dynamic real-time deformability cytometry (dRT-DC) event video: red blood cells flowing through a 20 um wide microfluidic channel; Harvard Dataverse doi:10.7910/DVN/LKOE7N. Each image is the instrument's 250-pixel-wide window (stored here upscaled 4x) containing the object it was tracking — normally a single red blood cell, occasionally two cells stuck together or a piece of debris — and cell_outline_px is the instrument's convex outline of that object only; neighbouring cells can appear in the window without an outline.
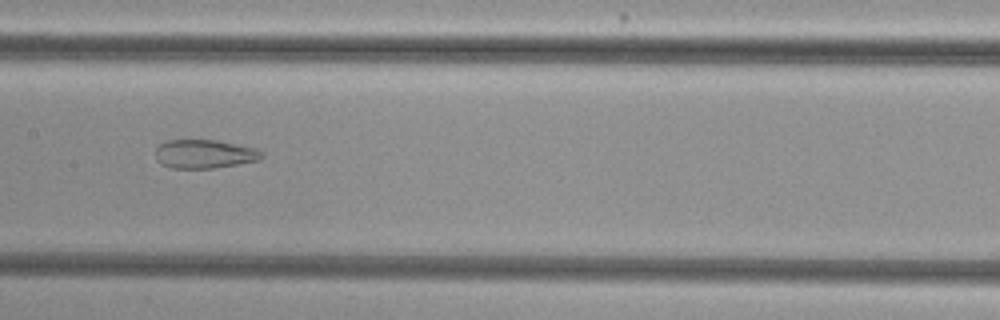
{"species": "common noctule bat (a hibernating species)", "species_latin": "Nyctalus noctula", "temperature_condition": "cold", "stored_images_in_passage": 55, "camera_frame_rate_fps": 3000, "um_per_image_px": 0.085, "animal": {"sex": "female", "body_mass_g": 29.2, "forearm_length_mm": 56.3}, "frame": {"image": 1, "passage_image": 28, "time_ms": 9.0, "image_size_px": [1000, 320], "cell_outline_px": [[264, 156], [260, 160], [212, 168], [172, 168], [160, 164], [156, 160], [156, 148], [164, 140], [216, 140], [256, 148], [264, 152]], "centroid_in_image_um": [17.37, 13.08], "position_along_channel_um": 190.0, "area_um2": 17.86}}
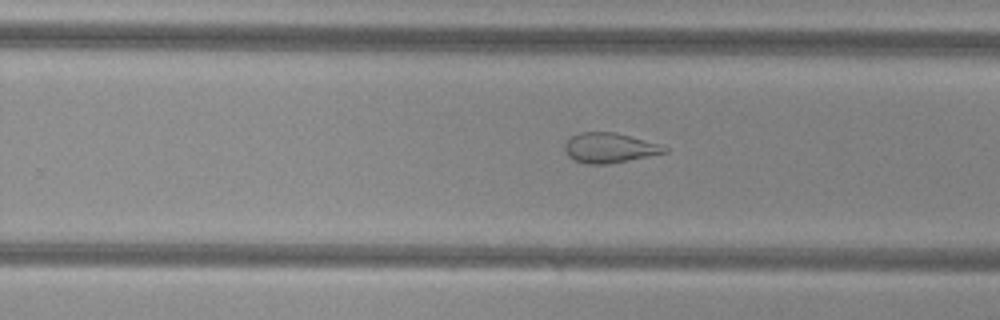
{"frame": {"image": 2, "passage_image": 35, "time_ms": 11.333, "image_size_px": [1000, 320], "cell_outline_px": [[668, 152], [608, 164], [584, 164], [568, 156], [564, 148], [564, 144], [572, 136], [580, 132], [616, 132], [656, 144], [668, 148]], "centroid_in_image_um": [51.76, 12.57], "position_along_channel_um": 278.0, "area_um2": 17.11}}
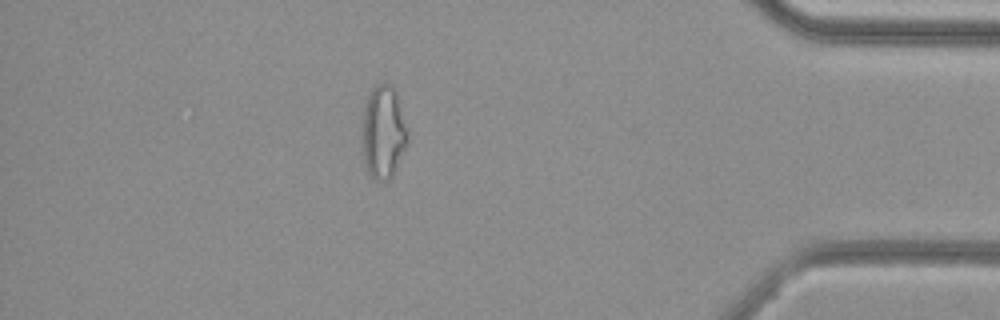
{"frame": {"image": 3, "passage_image": 48, "time_ms": 15.667, "image_size_px": [1000, 320], "cell_outline_px": [[408, 140], [396, 168], [392, 176], [388, 180], [372, 180], [368, 172], [364, 160], [360, 144], [360, 120], [364, 104], [372, 88], [376, 84], [392, 84], [396, 92], [408, 128]], "centroid_in_image_um": [32.53, 11.22], "position_along_channel_um": 402.7, "area_um2": 25.49}, "authors_computed_cell_mechanics": {"area_um2": 25.4898, "velocity_mm_per_s": 3.78, "shape_relaxation_time_tau1_ms": null, "shape_relaxation_time_tau2_ms": 2.152, "deformation_change_tau1": null, "deformation_change_tau2": 0.1051}}